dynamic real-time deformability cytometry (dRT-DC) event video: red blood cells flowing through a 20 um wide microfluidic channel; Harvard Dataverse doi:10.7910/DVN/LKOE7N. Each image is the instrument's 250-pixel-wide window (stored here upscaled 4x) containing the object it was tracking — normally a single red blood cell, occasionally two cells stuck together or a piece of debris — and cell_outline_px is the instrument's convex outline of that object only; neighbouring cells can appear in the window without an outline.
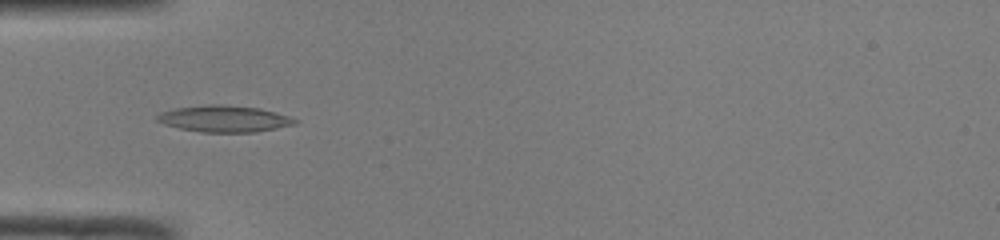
{"species": "common noctule bat (a hibernating species)", "species_latin": "Nyctalus noctula", "temperature_condition": "room temperature", "stored_images_in_passage": 34, "camera_frame_rate_fps": 3000, "um_per_image_px": 0.085, "animal": {"sex": "male", "body_mass_g": 19.0, "forearm_length_mm": 50.8}, "frame": {"image": 1, "passage_image": 1, "time_ms": 0.0, "image_size_px": [1000, 240], "cell_outline_px": [[300, 120], [296, 124], [256, 132], [200, 132], [180, 128], [164, 124], [156, 120], [156, 116], [160, 112], [176, 108], [208, 104], [224, 104], [260, 108], [288, 116]], "centroid_in_image_um": [19.06, 10.09], "position_along_channel_um": 65.9, "area_um2": 21.33}}
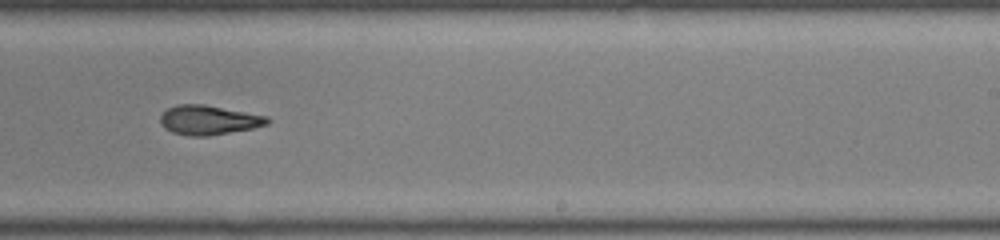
{"frame": {"image": 2, "passage_image": 16, "time_ms": 5.0, "image_size_px": [1000, 240], "cell_outline_px": [[272, 120], [268, 124], [252, 128], [208, 136], [188, 136], [172, 132], [164, 128], [160, 124], [160, 116], [168, 108], [180, 104], [204, 104], [268, 116]], "centroid_in_image_um": [17.74, 10.2], "position_along_channel_um": 271.3, "area_um2": 18.38}}
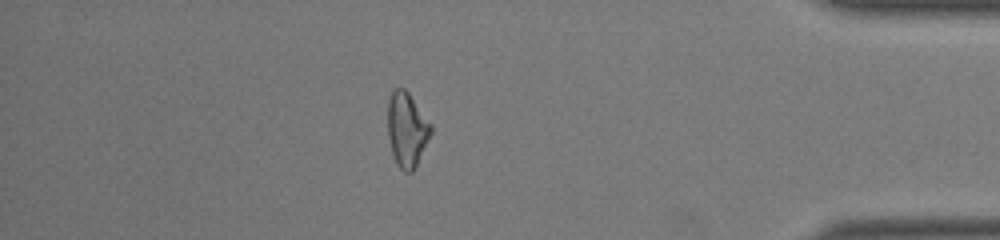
{"frame": {"image": 3, "passage_image": 28, "time_ms": 9.0, "image_size_px": [1000, 240], "cell_outline_px": [[432, 132], [416, 168], [412, 172], [404, 172], [396, 164], [392, 152], [388, 136], [388, 100], [392, 92], [396, 88], [404, 88], [408, 92], [432, 124]], "centroid_in_image_um": [34.6, 11.03], "position_along_channel_um": 400.6, "area_um2": 18.84}, "authors_computed_cell_mechanics": {"area_um2": 18.6405, "velocity_mm_per_s": 4.1355, "shape_relaxation_time_tau1_ms": null, "shape_relaxation_time_tau2_ms": 4.029, "deformation_change_tau1": null, "deformation_change_tau2": 0.1344}}